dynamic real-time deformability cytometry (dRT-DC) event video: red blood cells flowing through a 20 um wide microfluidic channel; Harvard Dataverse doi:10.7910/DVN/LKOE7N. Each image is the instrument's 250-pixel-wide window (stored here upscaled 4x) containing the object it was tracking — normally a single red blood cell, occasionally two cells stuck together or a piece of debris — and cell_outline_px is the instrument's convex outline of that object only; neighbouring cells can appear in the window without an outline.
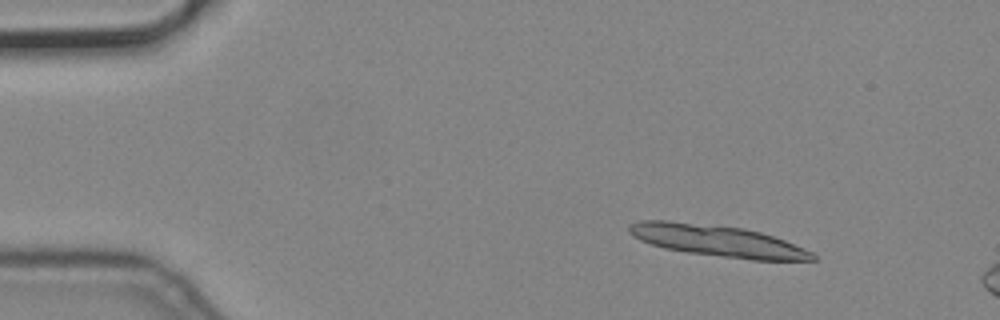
{"species": "common noctule bat (a hibernating species)", "species_latin": "Nyctalus noctula", "temperature_condition": "cold", "stored_images_in_passage": 3, "camera_frame_rate_fps": 3000, "um_per_image_px": 0.085, "animal": {"sex": "male", "body_mass_g": 19.2, "forearm_length_mm": 51.8}, "frame": {"image": 1, "passage_image": 1, "time_ms": 0.0, "image_size_px": [1000, 320], "cell_outline_px": [[816, 260], [752, 260], [688, 252], [664, 248], [640, 240], [628, 232], [628, 224], [640, 220], [668, 220], [744, 228], [760, 232], [784, 240], [804, 248], [812, 252], [816, 256]], "centroid_in_image_um": [60.96, 20.46], "position_along_channel_um": 24.0, "area_um2": 33.41}}